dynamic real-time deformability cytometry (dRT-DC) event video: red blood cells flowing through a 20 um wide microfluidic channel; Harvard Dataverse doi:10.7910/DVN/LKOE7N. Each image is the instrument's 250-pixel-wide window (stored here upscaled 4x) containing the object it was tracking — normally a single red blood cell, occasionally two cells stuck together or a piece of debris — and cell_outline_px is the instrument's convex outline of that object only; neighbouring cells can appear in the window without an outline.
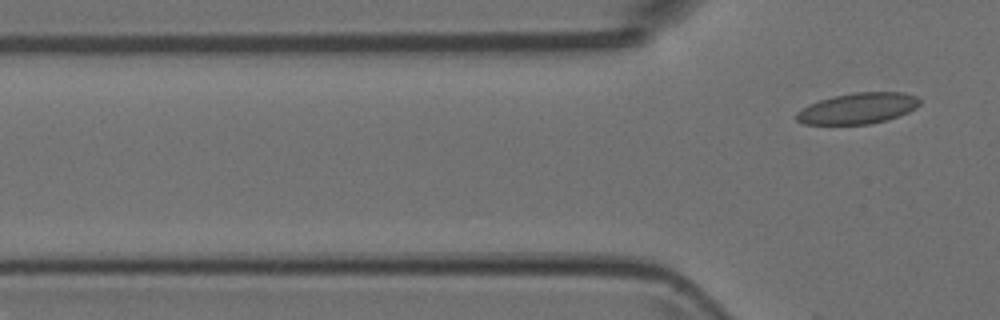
{"species": "Egyptian fruit bat (a non-hibernating species)", "species_latin": "Rousettus aegyptiacus", "temperature_condition": "room temperature", "stored_images_in_passage": 4, "camera_frame_rate_fps": 3000, "um_per_image_px": 0.085, "animal": {"sex": "female"}, "frame": {"image": 1, "passage_image": 4, "time_ms": 1.0, "image_size_px": [1000, 320], "cell_outline_px": [[920, 104], [916, 108], [908, 112], [888, 120], [868, 124], [804, 124], [796, 120], [796, 112], [808, 104], [832, 96], [852, 92], [904, 92], [916, 96], [920, 100]], "centroid_in_image_um": [72.92, 9.2], "position_along_channel_um": 52.9, "area_um2": 22.37}}